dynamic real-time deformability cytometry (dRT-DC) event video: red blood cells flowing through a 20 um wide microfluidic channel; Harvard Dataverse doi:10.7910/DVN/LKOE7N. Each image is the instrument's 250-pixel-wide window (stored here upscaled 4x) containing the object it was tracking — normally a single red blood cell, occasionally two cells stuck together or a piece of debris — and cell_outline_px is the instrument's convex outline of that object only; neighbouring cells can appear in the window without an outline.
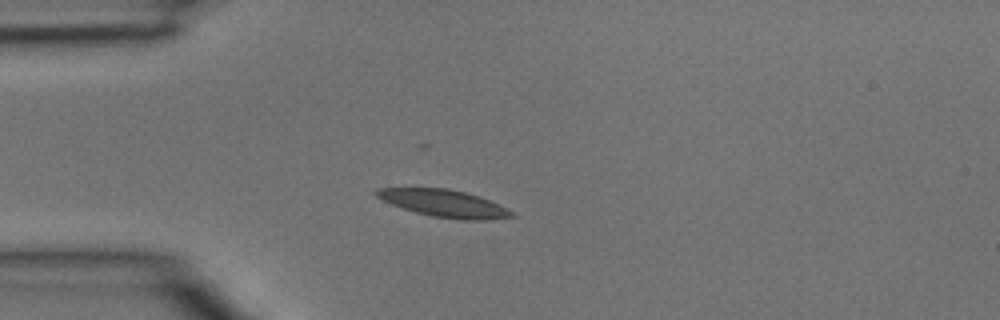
{"species": "common noctule bat (a hibernating species)", "species_latin": "Nyctalus noctula", "temperature_condition": "room temperature", "stored_images_in_passage": 3, "camera_frame_rate_fps": 3000, "um_per_image_px": 0.085, "animal": {"sex": "male", "body_mass_g": 15.6}, "frame": {"image": 1, "passage_image": 3, "time_ms": 0.667, "image_size_px": [1000, 320], "cell_outline_px": [[516, 216], [488, 220], [460, 220], [432, 216], [416, 212], [392, 204], [376, 196], [372, 192], [376, 188], [448, 188], [480, 196], [512, 212]], "centroid_in_image_um": [37.72, 17.28], "position_along_channel_um": 47.3, "area_um2": 21.21}}